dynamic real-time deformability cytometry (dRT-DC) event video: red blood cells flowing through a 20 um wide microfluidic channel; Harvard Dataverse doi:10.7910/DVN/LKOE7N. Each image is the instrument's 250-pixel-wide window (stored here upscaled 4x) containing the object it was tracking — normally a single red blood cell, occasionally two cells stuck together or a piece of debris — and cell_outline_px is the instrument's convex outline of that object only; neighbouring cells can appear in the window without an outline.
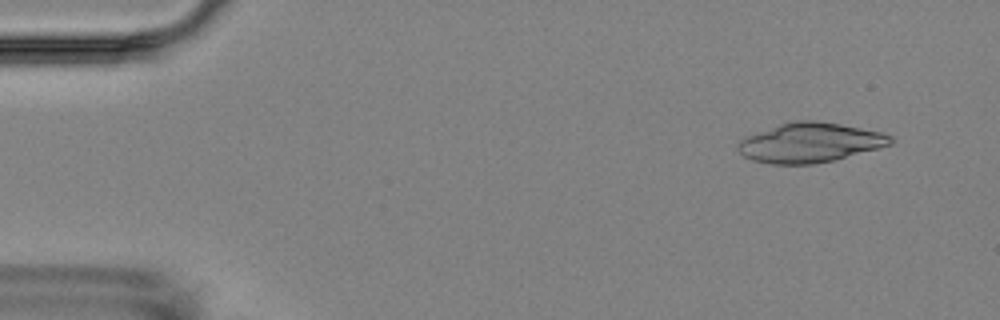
{"species": "Egyptian fruit bat (a non-hibernating species)", "species_latin": "Rousettus aegyptiacus", "temperature_condition": "room temperature", "stored_images_in_passage": 4, "camera_frame_rate_fps": 3000, "um_per_image_px": 0.085, "animal": {"sex": "female"}, "frame": {"image": 1, "passage_image": 1, "time_ms": 0.0, "image_size_px": [1000, 320], "cell_outline_px": [[896, 140], [892, 144], [880, 148], [832, 160], [812, 164], [772, 164], [752, 160], [744, 156], [736, 148], [736, 144], [740, 140], [748, 136], [788, 120], [812, 120], [840, 124], [880, 132], [892, 136]], "centroid_in_image_um": [68.84, 12.12], "position_along_channel_um": 16.2, "area_um2": 35.14}}